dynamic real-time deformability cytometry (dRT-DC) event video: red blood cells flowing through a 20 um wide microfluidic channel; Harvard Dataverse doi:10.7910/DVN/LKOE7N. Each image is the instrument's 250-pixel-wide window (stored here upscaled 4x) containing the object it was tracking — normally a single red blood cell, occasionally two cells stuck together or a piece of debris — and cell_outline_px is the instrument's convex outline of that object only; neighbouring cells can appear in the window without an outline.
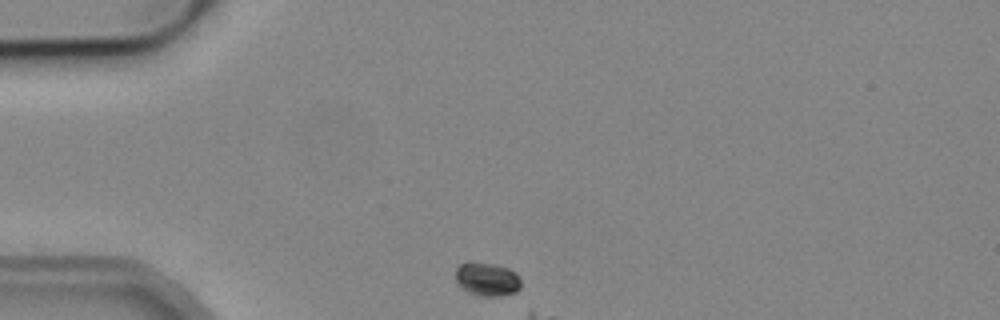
{"species": "common noctule bat (a hibernating species)", "species_latin": "Nyctalus noctula", "temperature_condition": "cold", "stored_images_in_passage": 6, "camera_frame_rate_fps": 3000, "um_per_image_px": 0.085, "animal": {"sex": "male", "body_mass_g": 19.2, "forearm_length_mm": 51.8}, "frame": {"image": 1, "passage_image": 1, "time_ms": 0.0, "image_size_px": [1000, 320], "cell_outline_px": [[520, 288], [516, 292], [500, 296], [476, 296], [460, 288], [456, 284], [456, 268], [460, 264], [468, 260], [472, 260], [496, 264], [508, 268], [516, 272], [520, 280]], "centroid_in_image_um": [41.36, 23.71], "position_along_channel_um": 43.6, "area_um2": 13.29}}